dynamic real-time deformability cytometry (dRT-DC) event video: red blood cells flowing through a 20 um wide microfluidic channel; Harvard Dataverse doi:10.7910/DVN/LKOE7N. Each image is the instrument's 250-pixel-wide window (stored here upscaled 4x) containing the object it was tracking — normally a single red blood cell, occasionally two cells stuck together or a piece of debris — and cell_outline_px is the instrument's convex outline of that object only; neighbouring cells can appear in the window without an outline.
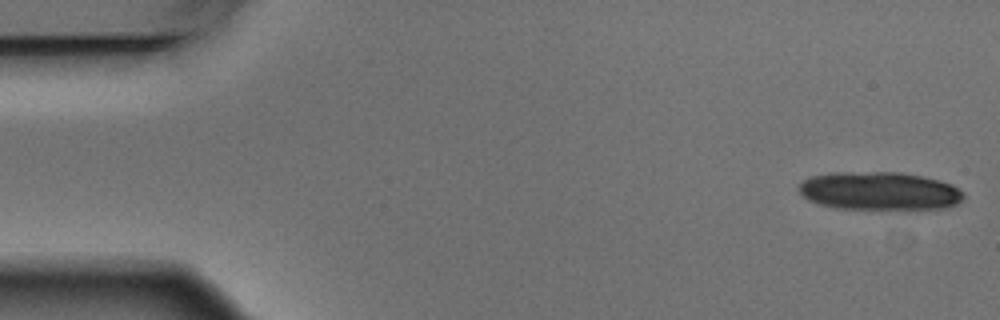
{"species": "Egyptian fruit bat (a non-hibernating species)", "species_latin": "Rousettus aegyptiacus", "temperature_condition": "warm", "stored_images_in_passage": 5, "camera_frame_rate_fps": 3000, "um_per_image_px": 0.085, "animal": {"sex": "male"}, "frame": {"image": 1, "passage_image": 1, "time_ms": 0.0, "image_size_px": [1000, 320], "cell_outline_px": [[964, 200], [956, 204], [944, 208], [836, 208], [820, 204], [808, 200], [800, 192], [800, 184], [804, 180], [812, 176], [828, 172], [900, 172], [924, 176], [940, 180], [952, 184], [964, 192]], "centroid_in_image_um": [74.78, 16.21], "position_along_channel_um": 10.2, "area_um2": 36.53}}